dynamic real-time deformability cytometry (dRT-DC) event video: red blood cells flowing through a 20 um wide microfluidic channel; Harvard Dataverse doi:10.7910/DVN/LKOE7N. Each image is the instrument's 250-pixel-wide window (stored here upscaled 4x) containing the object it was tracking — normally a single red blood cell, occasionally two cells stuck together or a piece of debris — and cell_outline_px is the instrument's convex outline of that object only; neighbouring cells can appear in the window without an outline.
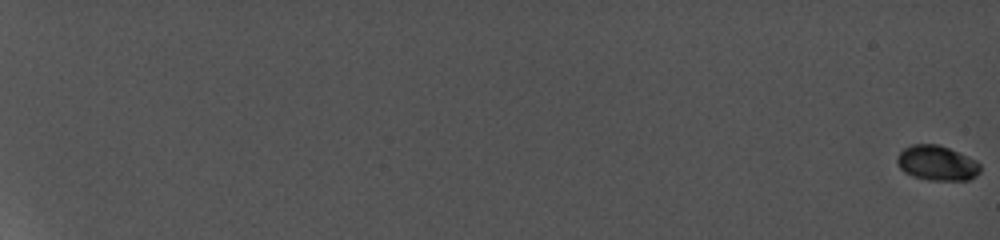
{"species": "common noctule bat (a hibernating species)", "species_latin": "Nyctalus noctula", "temperature_condition": "cold", "stored_images_in_passage": 13, "camera_frame_rate_fps": 5000, "um_per_image_px": 0.085, "animal": {"sex": "female", "body_mass_g": 19.0, "forearm_length_mm": 56.7}, "frame": {"image": 1, "passage_image": 1, "time_ms": 0.0, "image_size_px": [1000, 240], "cell_outline_px": [[980, 168], [968, 180], [940, 180], [916, 176], [900, 168], [896, 160], [900, 152], [904, 148], [912, 144], [936, 144], [948, 148], [980, 164]], "centroid_in_image_um": [79.59, 13.83], "position_along_channel_um": 5.4, "area_um2": 16.01}}
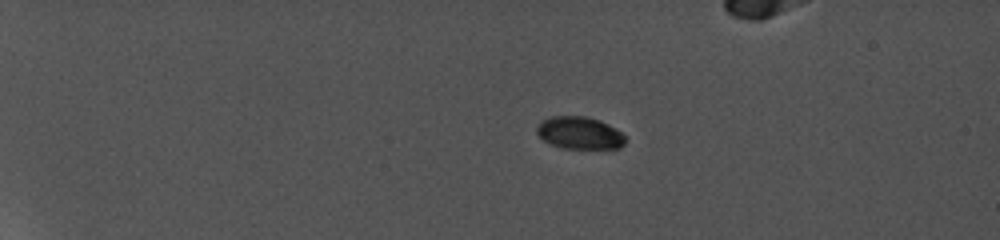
{"frame": {"image": 2, "passage_image": 7, "time_ms": 5.6, "image_size_px": [1000, 240], "cell_outline_px": [[624, 144], [616, 148], [568, 148], [552, 144], [544, 140], [536, 132], [536, 128], [544, 120], [552, 116], [584, 116], [600, 120], [608, 124], [620, 132], [624, 136]], "centroid_in_image_um": [49.26, 11.28], "position_along_channel_um": 35.7, "area_um2": 16.24}}
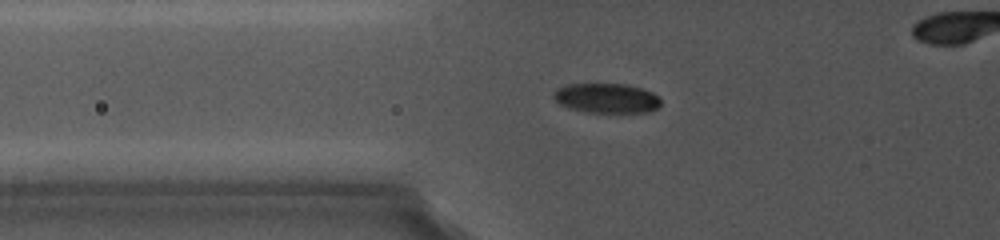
{"frame": {"image": 3, "passage_image": 11, "time_ms": 9.4, "image_size_px": [1000, 240], "cell_outline_px": [[660, 104], [656, 108], [648, 112], [588, 112], [572, 108], [556, 100], [556, 92], [560, 88], [568, 84], [628, 84], [652, 92], [660, 100]], "centroid_in_image_um": [51.63, 8.34], "position_along_channel_um": 74.2, "area_um2": 17.92}}